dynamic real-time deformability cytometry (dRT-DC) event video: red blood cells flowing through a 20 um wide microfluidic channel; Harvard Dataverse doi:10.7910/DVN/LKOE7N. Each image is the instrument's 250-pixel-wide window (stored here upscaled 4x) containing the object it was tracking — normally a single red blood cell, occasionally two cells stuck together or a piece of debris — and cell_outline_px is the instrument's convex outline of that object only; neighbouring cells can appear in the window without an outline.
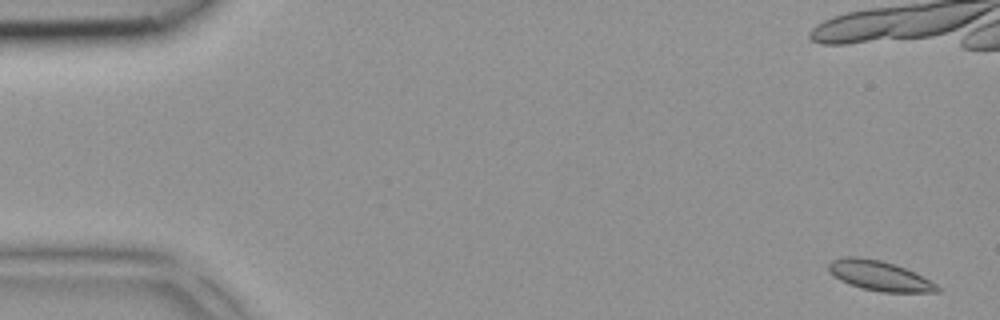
{"species": "common noctule bat (a hibernating species)", "species_latin": "Nyctalus noctula", "temperature_condition": "room temperature", "stored_images_in_passage": 8, "camera_frame_rate_fps": 3000, "um_per_image_px": 0.085, "animal": {"sex": "female", "body_mass_g": 18.4}, "frame": {"image": 1, "passage_image": 1, "time_ms": 0.0, "image_size_px": [1000, 320], "cell_outline_px": [[940, 292], [880, 292], [848, 284], [840, 280], [828, 268], [828, 264], [832, 260], [848, 256], [856, 256], [880, 260], [896, 264], [936, 284], [940, 288]], "centroid_in_image_um": [74.75, 23.44], "position_along_channel_um": 10.3, "area_um2": 18.55}}
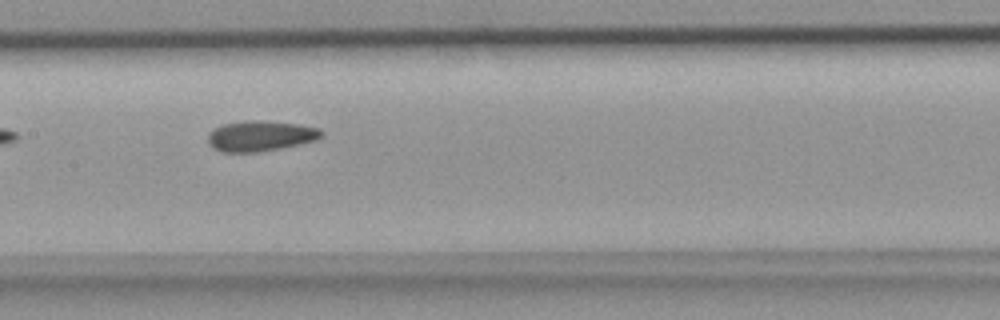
{"frame": {"image": 2, "passage_image": 7, "time_ms": 2.0, "image_size_px": [1000, 320], "cell_outline_px": [[324, 132], [316, 140], [280, 148], [256, 152], [220, 152], [212, 148], [208, 144], [208, 132], [224, 124], [244, 120], [256, 120], [300, 124], [320, 128]], "centroid_in_image_um": [22.11, 11.55], "position_along_channel_um": 185.3, "area_um2": 20.17}}
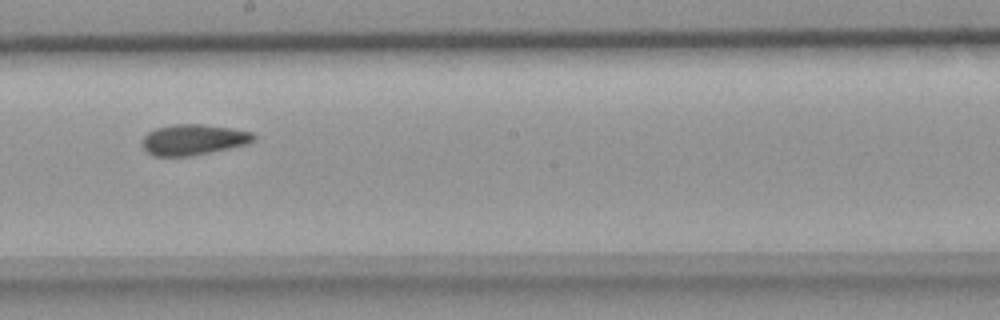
{"frame": {"image": 3, "passage_image": 8, "time_ms": 2.333, "image_size_px": [1000, 320], "cell_outline_px": [[256, 136], [252, 140], [244, 144], [228, 148], [192, 156], [152, 156], [144, 148], [144, 136], [148, 132], [156, 128], [172, 124], [200, 124], [232, 128], [252, 132]], "centroid_in_image_um": [16.42, 11.86], "position_along_channel_um": 231.8, "area_um2": 19.65}}